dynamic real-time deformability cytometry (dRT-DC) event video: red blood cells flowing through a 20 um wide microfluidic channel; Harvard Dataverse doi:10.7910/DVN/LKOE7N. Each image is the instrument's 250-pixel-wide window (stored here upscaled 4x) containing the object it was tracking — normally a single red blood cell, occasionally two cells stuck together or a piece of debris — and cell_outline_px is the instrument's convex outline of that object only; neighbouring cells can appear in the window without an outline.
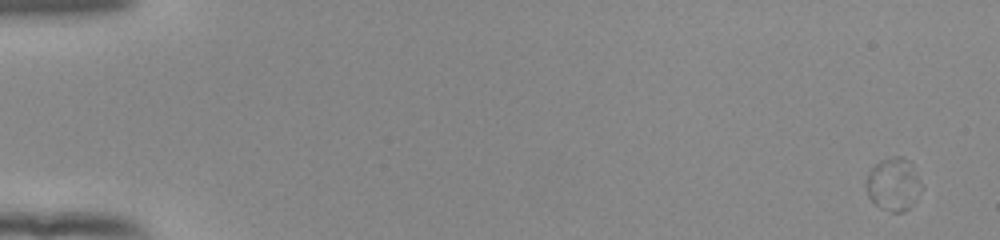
{"species": "human", "species_latin": "Homo sapiens", "temperature_condition": "room temperature", "stored_images_in_passage": 54, "camera_frame_rate_fps": 3000, "um_per_image_px": 0.085, "donor": {"sex": "female"}, "frame": {"image": 1, "passage_image": 1, "time_ms": 0.0, "image_size_px": [1000, 240], "cell_outline_px": [[924, 188], [908, 208], [904, 212], [892, 212], [880, 208], [868, 196], [868, 176], [872, 168], [880, 160], [896, 156], [900, 156], [908, 160], [912, 164]], "centroid_in_image_um": [75.99, 15.67], "position_along_channel_um": 9.0, "area_um2": 16.76}}
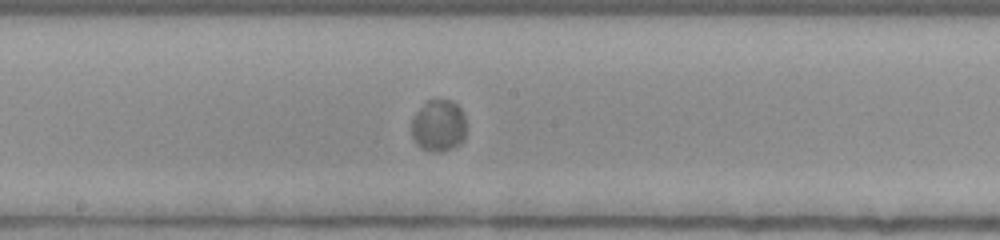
{"frame": {"image": 2, "passage_image": 30, "time_ms": 9.667, "image_size_px": [1000, 240], "cell_outline_px": [[464, 140], [460, 144], [440, 152], [432, 152], [420, 148], [416, 144], [412, 136], [412, 120], [416, 112], [428, 100], [452, 100], [460, 108], [464, 116]], "centroid_in_image_um": [37.26, 10.7], "position_along_channel_um": 210.9, "area_um2": 16.42}}
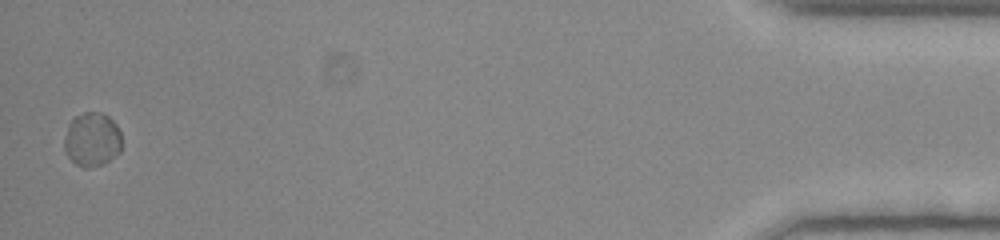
{"frame": {"image": 3, "passage_image": 53, "time_ms": 17.333, "image_size_px": [1000, 240], "cell_outline_px": [[120, 152], [108, 160], [100, 164], [84, 168], [76, 164], [68, 156], [64, 148], [64, 140], [68, 124], [76, 116], [84, 112], [100, 112], [108, 116], [116, 124], [120, 132]], "centroid_in_image_um": [7.81, 11.84], "position_along_channel_um": 427.4, "area_um2": 17.8}}